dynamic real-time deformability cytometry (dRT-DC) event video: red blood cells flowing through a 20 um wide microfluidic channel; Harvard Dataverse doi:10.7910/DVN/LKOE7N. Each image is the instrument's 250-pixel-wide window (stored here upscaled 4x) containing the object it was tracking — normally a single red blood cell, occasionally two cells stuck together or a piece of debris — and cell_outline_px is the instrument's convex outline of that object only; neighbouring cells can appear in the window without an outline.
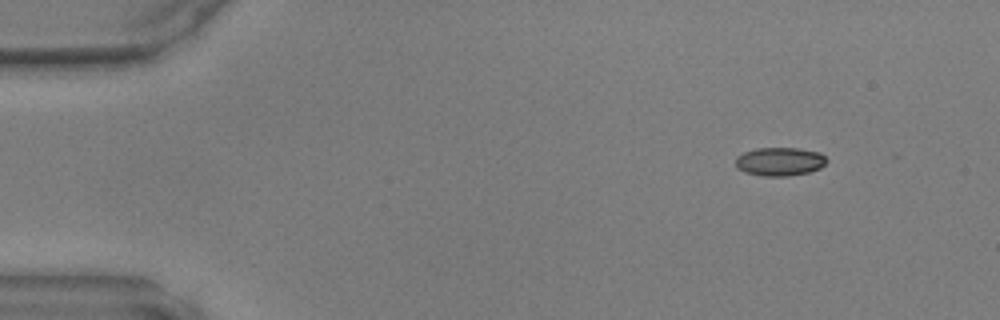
{"species": "common noctule bat (a hibernating species)", "species_latin": "Nyctalus noctula", "temperature_condition": "warm", "stored_images_in_passage": 40, "camera_frame_rate_fps": 3000, "um_per_image_px": 0.085, "animal": {"sex": "male", "body_mass_g": 17.9, "forearm_length_mm": 54.2}, "frame": {"image": 1, "passage_image": 1, "time_ms": 0.0, "image_size_px": [1000, 320], "cell_outline_px": [[828, 160], [820, 168], [808, 172], [788, 176], [764, 176], [744, 172], [736, 168], [736, 156], [744, 152], [756, 148], [800, 148], [820, 152]], "centroid_in_image_um": [66.27, 13.72], "position_along_channel_um": 18.7, "area_um2": 15.2}}
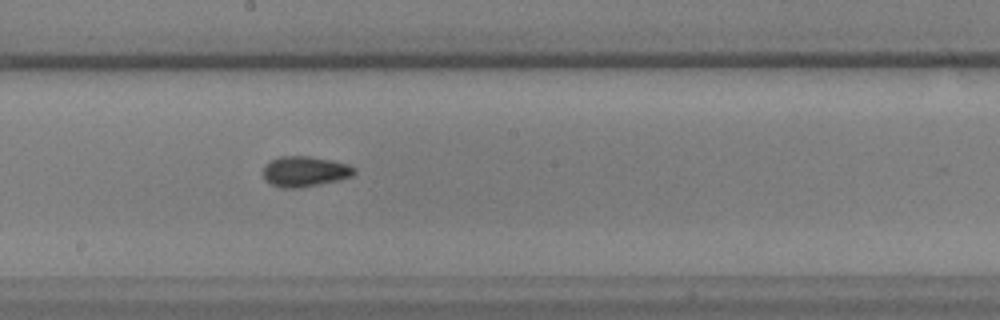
{"frame": {"image": 2, "passage_image": 22, "time_ms": 7.0, "image_size_px": [1000, 320], "cell_outline_px": [[356, 172], [352, 176], [340, 180], [296, 188], [280, 188], [264, 180], [264, 164], [280, 156], [312, 156], [332, 160], [348, 164], [356, 168]], "centroid_in_image_um": [25.92, 14.56], "position_along_channel_um": 222.3, "area_um2": 16.24}}
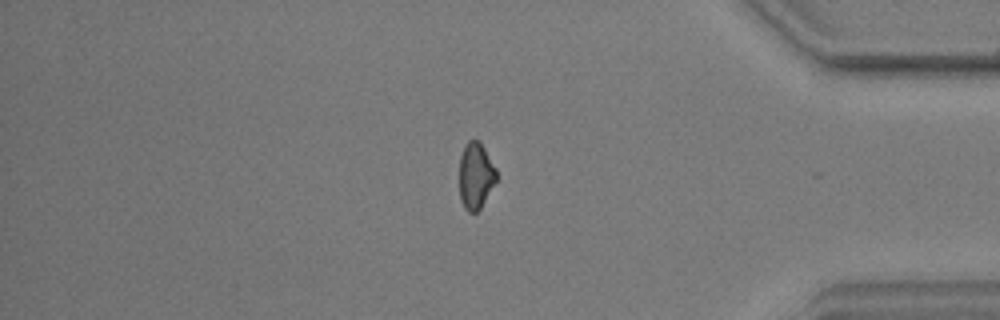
{"frame": {"image": 3, "passage_image": 36, "time_ms": 11.667, "image_size_px": [1000, 320], "cell_outline_px": [[496, 180], [480, 208], [476, 212], [468, 212], [464, 208], [460, 200], [460, 156], [468, 140], [480, 140], [496, 168]], "centroid_in_image_um": [40.43, 14.92], "position_along_channel_um": 394.8, "area_um2": 14.22}}